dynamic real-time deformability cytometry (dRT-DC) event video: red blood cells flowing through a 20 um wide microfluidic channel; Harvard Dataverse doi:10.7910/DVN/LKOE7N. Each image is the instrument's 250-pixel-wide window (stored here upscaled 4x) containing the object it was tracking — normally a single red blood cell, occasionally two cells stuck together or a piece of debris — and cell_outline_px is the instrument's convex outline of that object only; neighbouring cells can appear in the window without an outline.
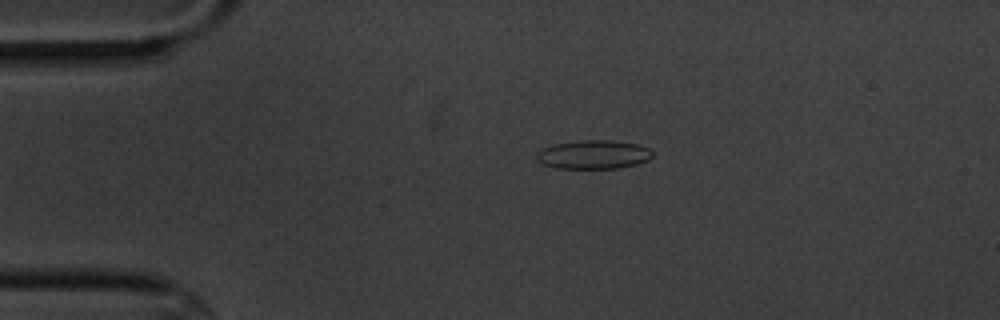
{"species": "common noctule bat (a hibernating species)", "species_latin": "Nyctalus noctula", "temperature_condition": "cold", "stored_images_in_passage": 6, "camera_frame_rate_fps": 3000, "um_per_image_px": 0.085, "animal": {"sex": "male", "body_mass_g": 20.1, "forearm_length_mm": 53.5}, "frame": {"image": 1, "passage_image": 4, "time_ms": 3.667, "image_size_px": [1000, 320], "cell_outline_px": [[652, 156], [648, 160], [636, 164], [620, 168], [552, 168], [540, 164], [536, 160], [536, 152], [544, 148], [556, 144], [580, 140], [612, 140], [636, 144], [648, 148], [652, 152]], "centroid_in_image_um": [50.4, 13.14], "position_along_channel_um": 34.6, "area_um2": 19.48}}
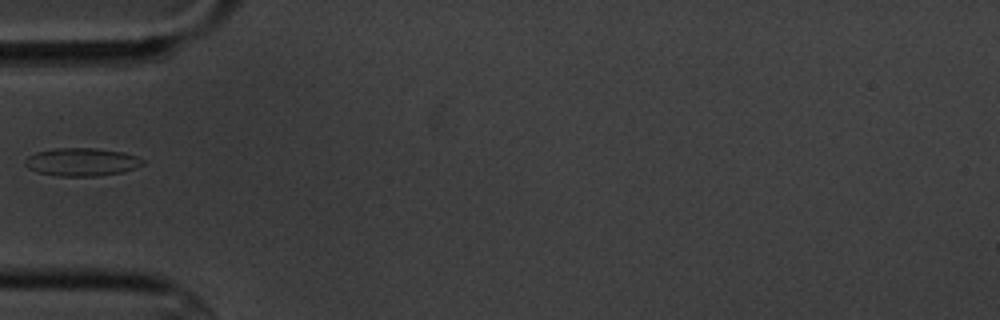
{"frame": {"image": 2, "passage_image": 6, "time_ms": 6.0, "image_size_px": [1000, 320], "cell_outline_px": [[144, 164], [136, 168], [124, 172], [96, 176], [56, 176], [36, 172], [28, 168], [24, 164], [24, 160], [28, 156], [36, 152], [56, 148], [96, 148], [124, 152], [136, 156], [144, 160]], "centroid_in_image_um": [6.95, 13.77], "position_along_channel_um": 78.1, "area_um2": 19.42}}